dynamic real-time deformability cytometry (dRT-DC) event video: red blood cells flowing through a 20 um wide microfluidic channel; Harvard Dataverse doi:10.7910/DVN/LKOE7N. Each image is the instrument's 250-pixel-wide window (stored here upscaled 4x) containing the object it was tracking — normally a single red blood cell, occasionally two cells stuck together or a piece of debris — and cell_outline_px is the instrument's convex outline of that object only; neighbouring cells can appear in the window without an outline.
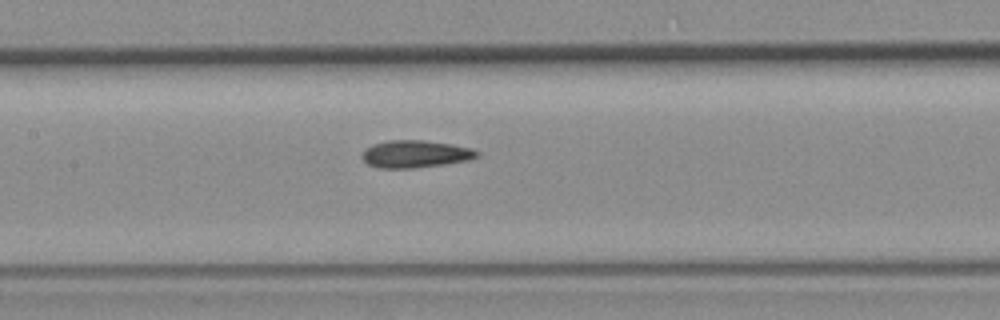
{"species": "common noctule bat (a hibernating species)", "species_latin": "Nyctalus noctula", "temperature_condition": "room temperature", "stored_images_in_passage": 5, "camera_frame_rate_fps": 3000, "um_per_image_px": 0.085, "animal": {"sex": "female", "body_mass_g": 19.3, "forearm_length_mm": 54.1}, "frame": {"image": 1, "passage_image": 5, "time_ms": 6.0, "image_size_px": [1000, 320], "cell_outline_px": [[480, 156], [468, 160], [444, 164], [412, 168], [376, 168], [368, 164], [360, 156], [368, 148], [376, 144], [388, 140], [424, 140], [452, 144], [472, 148], [480, 152]], "centroid_in_image_um": [35.34, 13.09], "position_along_channel_um": 172.1, "area_um2": 18.26}}